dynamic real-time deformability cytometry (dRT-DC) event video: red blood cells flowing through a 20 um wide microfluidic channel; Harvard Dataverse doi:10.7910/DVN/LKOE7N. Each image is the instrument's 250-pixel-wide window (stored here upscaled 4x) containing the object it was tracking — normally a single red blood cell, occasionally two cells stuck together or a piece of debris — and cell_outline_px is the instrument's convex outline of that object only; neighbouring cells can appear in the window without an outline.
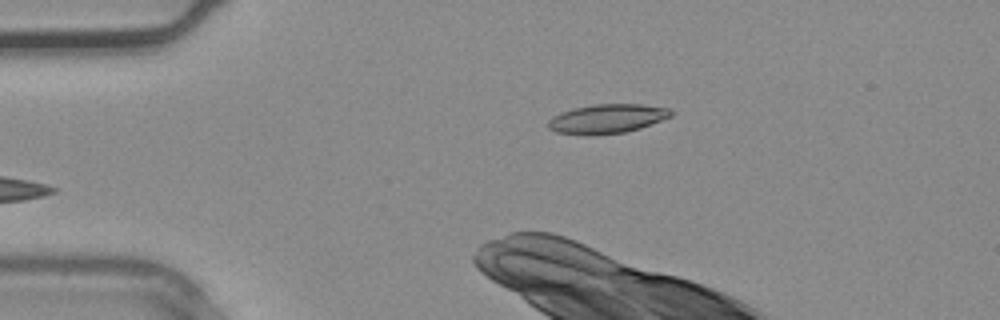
{"species": "common noctule bat (a hibernating species)", "species_latin": "Nyctalus noctula", "temperature_condition": "warm", "stored_images_in_passage": 2, "camera_frame_rate_fps": 3000, "um_per_image_px": 0.085, "animal": {"sex": "male", "body_mass_g": 20.4}, "frame": {"image": 1, "passage_image": 2, "time_ms": 0.333, "image_size_px": [1000, 320], "cell_outline_px": [[672, 116], [640, 128], [624, 132], [596, 136], [588, 136], [556, 132], [548, 128], [548, 120], [552, 116], [560, 112], [572, 108], [596, 104], [644, 104], [668, 108], [672, 112]], "centroid_in_image_um": [51.56, 10.1], "position_along_channel_um": 33.4, "area_um2": 21.15}}